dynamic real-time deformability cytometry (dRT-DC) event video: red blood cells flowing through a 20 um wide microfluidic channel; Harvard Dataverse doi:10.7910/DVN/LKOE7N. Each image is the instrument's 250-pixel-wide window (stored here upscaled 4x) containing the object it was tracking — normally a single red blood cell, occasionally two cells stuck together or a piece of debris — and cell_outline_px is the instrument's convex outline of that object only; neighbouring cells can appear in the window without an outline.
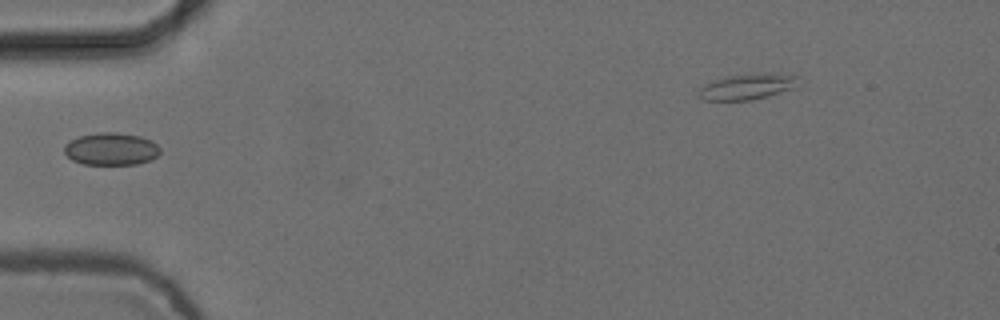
{"species": "common noctule bat (a hibernating species)", "species_latin": "Nyctalus noctula", "temperature_condition": "cold", "stored_images_in_passage": 5, "camera_frame_rate_fps": 3000, "um_per_image_px": 0.085, "animal": {"sex": "female", "body_mass_g": 24.6, "forearm_length_mm": 56.2}, "frame": {"image": 1, "passage_image": 4, "time_ms": 1.0, "image_size_px": [1000, 320], "cell_outline_px": [[160, 152], [152, 160], [136, 164], [84, 164], [72, 160], [64, 152], [64, 144], [80, 136], [100, 132], [116, 132], [140, 136], [152, 140], [160, 148]], "centroid_in_image_um": [9.46, 12.66], "position_along_channel_um": 75.5, "area_um2": 18.09}}
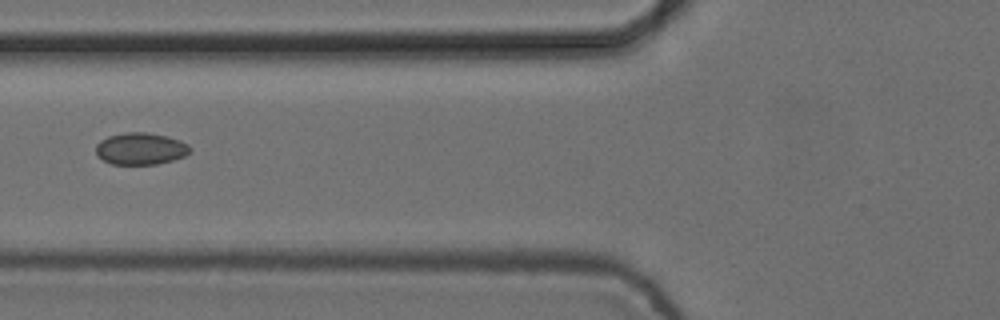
{"frame": {"image": 2, "passage_image": 5, "time_ms": 1.333, "image_size_px": [1000, 320], "cell_outline_px": [[192, 148], [184, 156], [172, 160], [156, 164], [112, 164], [96, 156], [96, 144], [100, 140], [108, 136], [124, 132], [148, 132], [168, 136], [180, 140], [188, 144]], "centroid_in_image_um": [11.94, 12.62], "position_along_channel_um": 113.9, "area_um2": 17.63}}